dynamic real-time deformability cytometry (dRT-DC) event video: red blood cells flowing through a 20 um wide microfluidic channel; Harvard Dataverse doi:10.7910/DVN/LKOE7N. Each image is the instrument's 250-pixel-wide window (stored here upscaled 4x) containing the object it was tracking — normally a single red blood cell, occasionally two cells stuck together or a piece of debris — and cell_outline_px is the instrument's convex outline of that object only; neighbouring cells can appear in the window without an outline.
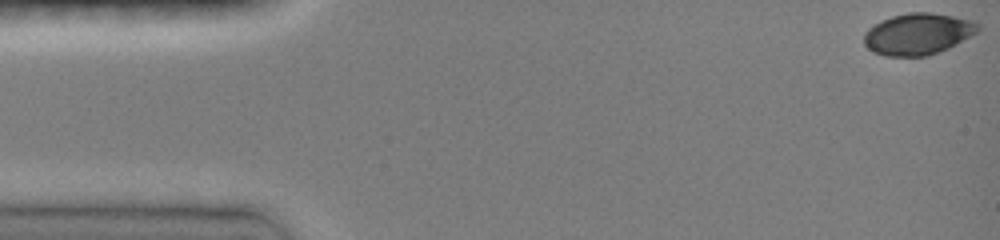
{"species": "common noctule bat (a hibernating species)", "species_latin": "Nyctalus noctula", "temperature_condition": "room temperature", "stored_images_in_passage": 6, "camera_frame_rate_fps": 3000, "um_per_image_px": 0.085, "animal": {"sex": "female", "body_mass_g": 19.0, "forearm_length_mm": 51.5}, "frame": {"image": 1, "passage_image": 1, "time_ms": 0.0, "image_size_px": [1000, 240], "cell_outline_px": [[980, 32], [948, 48], [928, 56], [884, 56], [872, 52], [864, 44], [864, 32], [868, 28], [880, 20], [892, 16], [908, 12], [928, 12], [976, 20], [980, 24]], "centroid_in_image_um": [78.04, 2.88], "position_along_channel_um": 7.0, "area_um2": 27.98}}
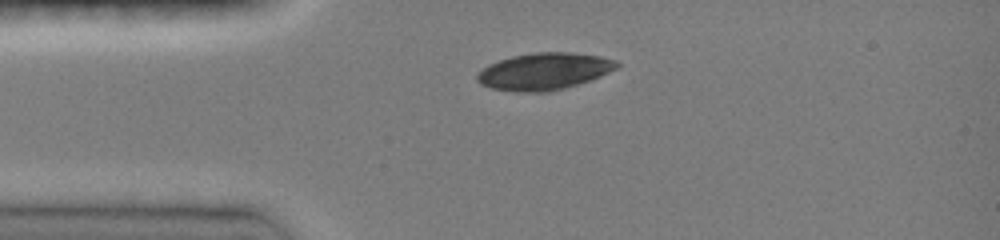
{"frame": {"image": 2, "passage_image": 4, "time_ms": 3.333, "image_size_px": [1000, 240], "cell_outline_px": [[620, 64], [616, 68], [600, 76], [564, 88], [548, 92], [516, 92], [492, 88], [480, 84], [476, 80], [476, 76], [488, 64], [512, 56], [536, 52], [568, 52], [600, 56], [616, 60]], "centroid_in_image_um": [46.23, 6.06], "position_along_channel_um": 38.8, "area_um2": 29.82}}